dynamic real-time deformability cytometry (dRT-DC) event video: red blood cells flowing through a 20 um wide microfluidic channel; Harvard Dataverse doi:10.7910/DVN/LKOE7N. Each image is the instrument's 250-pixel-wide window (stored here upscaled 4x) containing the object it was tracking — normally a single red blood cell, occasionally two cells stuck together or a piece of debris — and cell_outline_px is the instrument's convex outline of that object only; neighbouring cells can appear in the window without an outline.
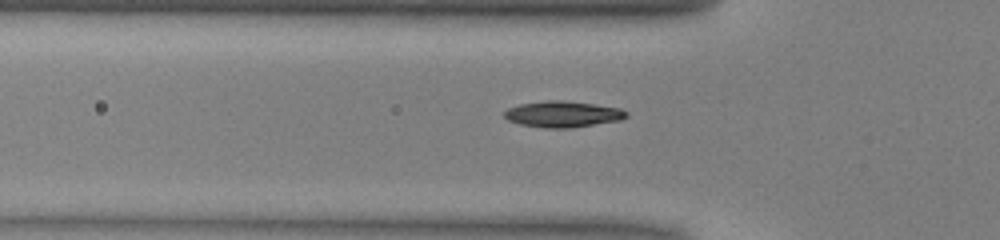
{"species": "common noctule bat (a hibernating species)", "species_latin": "Nyctalus noctula", "temperature_condition": "warm", "stored_images_in_passage": 9, "segment_of_instrument_passage": [2, 2], "camera_frame_rate_fps": 3000, "um_per_image_px": 0.085, "animal": {"sex": "male", "body_mass_g": 13.0, "forearm_length_mm": 53.1}, "frame": {"image": 1, "passage_image": 9, "time_ms": 2.667, "image_size_px": [1000, 240], "cell_outline_px": [[628, 116], [620, 120], [572, 128], [544, 128], [520, 124], [508, 120], [504, 116], [504, 112], [508, 108], [520, 104], [548, 100], [564, 100], [620, 108], [628, 112]], "centroid_in_image_um": [47.84, 9.71], "position_along_channel_um": 78.0, "area_um2": 18.55}}